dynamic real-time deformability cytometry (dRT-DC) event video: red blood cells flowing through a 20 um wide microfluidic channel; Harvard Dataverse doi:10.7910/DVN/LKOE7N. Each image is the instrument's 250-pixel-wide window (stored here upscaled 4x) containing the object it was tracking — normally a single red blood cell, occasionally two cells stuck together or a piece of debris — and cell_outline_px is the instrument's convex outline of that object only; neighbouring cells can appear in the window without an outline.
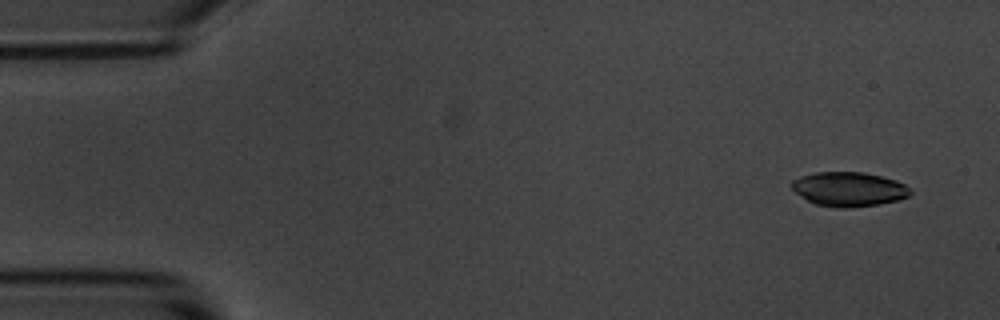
{"species": "common noctule bat (a hibernating species)", "species_latin": "Nyctalus noctula", "temperature_condition": "room temperature", "stored_images_in_passage": 5, "camera_frame_rate_fps": 3000, "um_per_image_px": 0.085, "animal": {"sex": "male", "body_mass_g": 20.1, "forearm_length_mm": 53.5}, "frame": {"image": 1, "passage_image": 1, "time_ms": 0.0, "image_size_px": [1000, 320], "cell_outline_px": [[912, 192], [908, 196], [900, 200], [880, 204], [848, 208], [836, 208], [816, 204], [808, 200], [796, 192], [788, 184], [792, 180], [800, 176], [816, 172], [864, 172], [896, 180], [904, 184]], "centroid_in_image_um": [72.14, 16.08], "position_along_channel_um": 12.9, "area_um2": 23.81}}
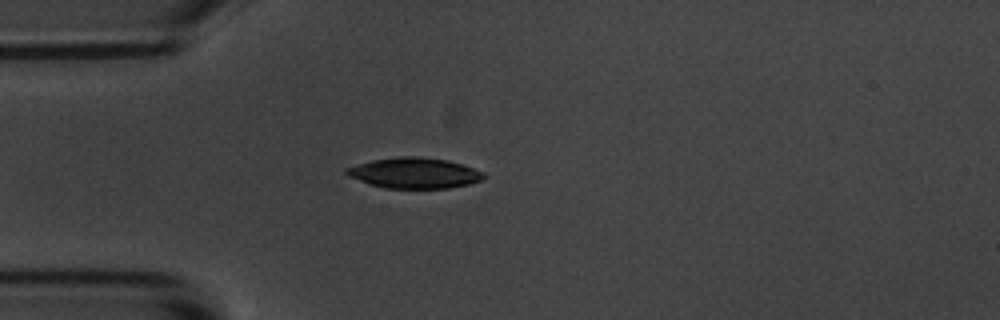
{"frame": {"image": 2, "passage_image": 4, "time_ms": 3.667, "image_size_px": [1000, 320], "cell_outline_px": [[488, 176], [480, 180], [468, 184], [448, 188], [384, 188], [348, 176], [344, 172], [344, 168], [372, 160], [400, 156], [420, 156], [448, 160], [484, 172]], "centroid_in_image_um": [35.22, 14.7], "position_along_channel_um": 49.8, "area_um2": 24.39}}